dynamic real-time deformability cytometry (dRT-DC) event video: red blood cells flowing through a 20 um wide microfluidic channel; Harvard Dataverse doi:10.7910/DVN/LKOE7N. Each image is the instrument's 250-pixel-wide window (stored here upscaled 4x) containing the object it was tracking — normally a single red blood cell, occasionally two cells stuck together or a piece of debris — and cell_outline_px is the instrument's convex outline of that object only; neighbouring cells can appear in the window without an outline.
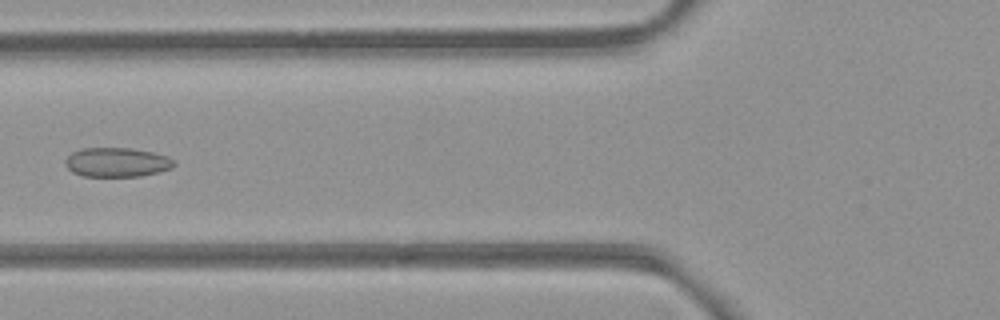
{"species": "common noctule bat (a hibernating species)", "species_latin": "Nyctalus noctula", "temperature_condition": "room temperature", "stored_images_in_passage": 5, "camera_frame_rate_fps": 3000, "um_per_image_px": 0.085, "animal": {"sex": "female", "body_mass_g": 21.9}, "frame": {"image": 1, "passage_image": 5, "time_ms": 1.333, "image_size_px": [1000, 320], "cell_outline_px": [[176, 164], [172, 168], [160, 172], [140, 176], [84, 176], [72, 172], [64, 164], [64, 160], [72, 152], [80, 148], [132, 148], [152, 152], [168, 156], [176, 160]], "centroid_in_image_um": [9.96, 13.79], "position_along_channel_um": 115.8, "area_um2": 18.79}}